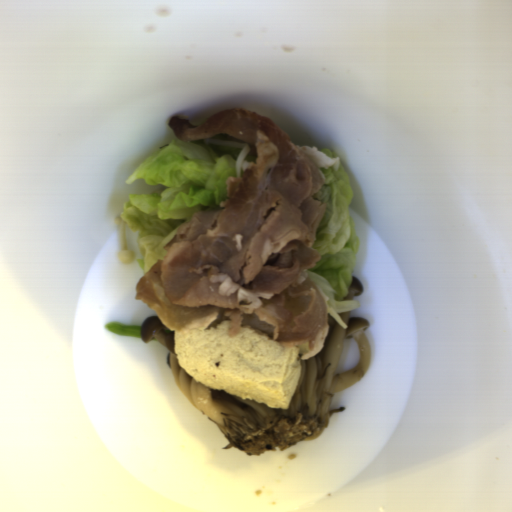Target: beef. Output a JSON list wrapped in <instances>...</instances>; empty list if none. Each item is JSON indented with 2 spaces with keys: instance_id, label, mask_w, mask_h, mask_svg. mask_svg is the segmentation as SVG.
<instances>
[{
  "instance_id": "33117281",
  "label": "beef",
  "mask_w": 512,
  "mask_h": 512,
  "mask_svg": "<svg viewBox=\"0 0 512 512\" xmlns=\"http://www.w3.org/2000/svg\"><path fill=\"white\" fill-rule=\"evenodd\" d=\"M168 126L182 141L246 143L253 162L227 177L218 209L196 210L163 246L162 259L138 281L134 300L170 331L214 329L227 320L229 337L257 328L280 347L320 352L329 332V299L308 273L321 254L313 247L328 210L316 199L340 157L296 144L272 119L229 108L194 125L184 112Z\"/></svg>"
}]
</instances>
